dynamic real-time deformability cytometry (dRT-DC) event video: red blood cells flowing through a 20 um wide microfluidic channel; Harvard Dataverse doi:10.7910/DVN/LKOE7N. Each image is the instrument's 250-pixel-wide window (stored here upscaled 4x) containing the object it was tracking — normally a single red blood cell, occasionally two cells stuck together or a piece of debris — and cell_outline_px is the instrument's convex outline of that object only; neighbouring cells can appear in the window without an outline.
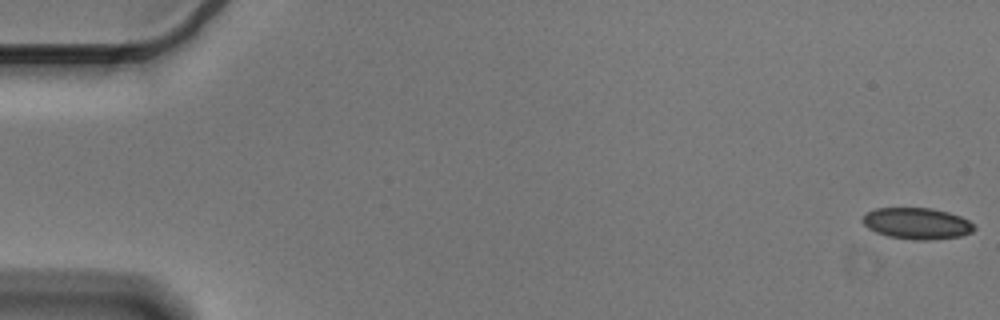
{"species": "Egyptian fruit bat (a non-hibernating species)", "species_latin": "Rousettus aegyptiacus", "temperature_condition": "cold", "stored_images_in_passage": 10, "camera_frame_rate_fps": 3000, "um_per_image_px": 0.085, "animal": {"sex": "male"}, "frame": {"image": 1, "passage_image": 1, "time_ms": 0.0, "image_size_px": [1000, 320], "cell_outline_px": [[976, 228], [972, 232], [960, 236], [928, 240], [916, 240], [888, 236], [876, 232], [868, 228], [860, 220], [868, 212], [876, 208], [932, 208], [948, 212], [960, 216], [968, 220]], "centroid_in_image_um": [77.94, 18.99], "position_along_channel_um": 7.1, "area_um2": 20.29}}